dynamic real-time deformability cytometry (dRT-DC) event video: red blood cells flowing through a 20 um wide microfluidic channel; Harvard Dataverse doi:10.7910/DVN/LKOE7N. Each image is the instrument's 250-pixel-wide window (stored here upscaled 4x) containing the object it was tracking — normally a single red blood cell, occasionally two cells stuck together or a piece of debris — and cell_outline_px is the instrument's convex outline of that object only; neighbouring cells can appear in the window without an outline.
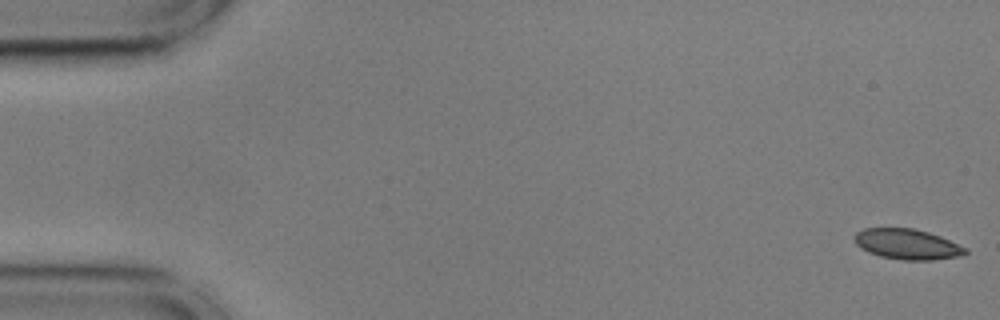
{"species": "common noctule bat (a hibernating species)", "species_latin": "Nyctalus noctula", "temperature_condition": "cold", "stored_images_in_passage": 56, "camera_frame_rate_fps": 3000, "um_per_image_px": 0.085, "animal": {"sex": "male", "body_mass_g": 17.9, "forearm_length_mm": 54.2}, "frame": {"image": 1, "passage_image": 1, "time_ms": 0.0, "image_size_px": [1000, 320], "cell_outline_px": [[968, 252], [956, 256], [932, 260], [900, 260], [880, 256], [868, 252], [860, 248], [856, 244], [852, 236], [856, 232], [864, 228], [912, 228], [928, 232], [940, 236], [968, 248]], "centroid_in_image_um": [77.07, 20.75], "position_along_channel_um": 7.9, "area_um2": 19.71}}
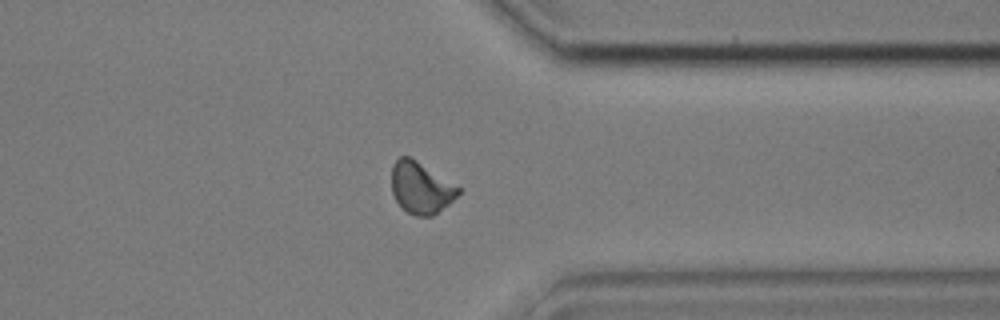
{"frame": {"image": 2, "passage_image": 43, "time_ms": 14.0, "image_size_px": [1000, 320], "cell_outline_px": [[460, 192], [448, 204], [432, 216], [416, 216], [408, 212], [396, 200], [392, 192], [392, 164], [400, 156], [408, 156], [416, 160], [460, 188]], "centroid_in_image_um": [35.75, 15.95], "position_along_channel_um": 375.7, "area_um2": 19.59}}
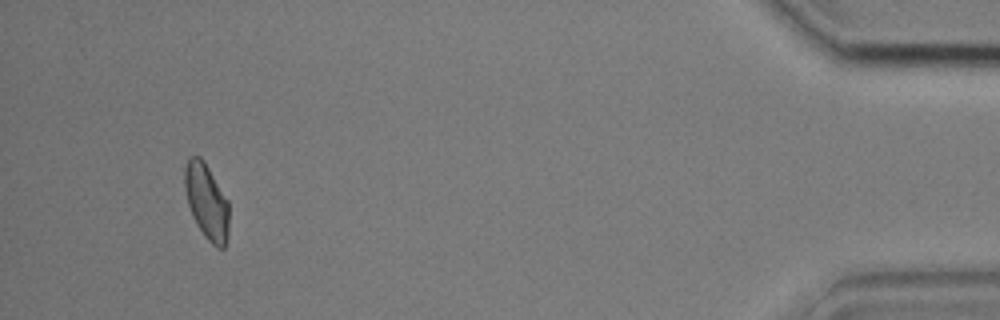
{"frame": {"image": 3, "passage_image": 52, "time_ms": 17.0, "image_size_px": [1000, 320], "cell_outline_px": [[228, 240], [224, 248], [216, 248], [204, 236], [192, 216], [188, 204], [184, 188], [184, 168], [188, 156], [200, 156], [204, 160], [228, 200]], "centroid_in_image_um": [17.55, 17.12], "position_along_channel_um": 417.6, "area_um2": 19.71}, "authors_computed_cell_mechanics": {"area_um2": 19.8543, "velocity_mm_per_s": 3.6035, "shape_relaxation_time_tau1_ms": null, "shape_relaxation_time_tau2_ms": 1.7841, "deformation_change_tau1": null, "deformation_change_tau2": 0.0415}}